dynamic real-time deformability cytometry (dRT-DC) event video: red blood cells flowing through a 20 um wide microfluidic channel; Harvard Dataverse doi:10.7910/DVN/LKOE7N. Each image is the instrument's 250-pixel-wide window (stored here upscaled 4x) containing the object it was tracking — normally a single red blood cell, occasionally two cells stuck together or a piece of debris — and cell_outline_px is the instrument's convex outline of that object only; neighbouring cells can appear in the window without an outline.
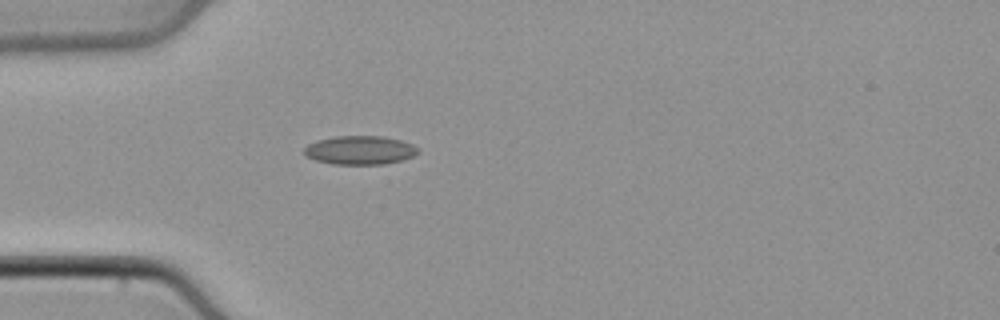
{"species": "common noctule bat (a hibernating species)", "species_latin": "Nyctalus noctula", "temperature_condition": "cold", "stored_images_in_passage": 35, "camera_frame_rate_fps": 3000, "um_per_image_px": 0.085, "animal": {"sex": "male", "body_mass_g": 21.5, "forearm_length_mm": 52.0}, "frame": {"image": 1, "passage_image": 1, "time_ms": 0.0, "image_size_px": [1000, 320], "cell_outline_px": [[420, 152], [412, 156], [400, 160], [384, 164], [332, 164], [316, 160], [304, 156], [304, 148], [308, 144], [316, 140], [336, 136], [380, 136], [400, 140], [412, 144], [420, 148]], "centroid_in_image_um": [30.57, 12.76], "position_along_channel_um": 54.4, "area_um2": 19.07}}
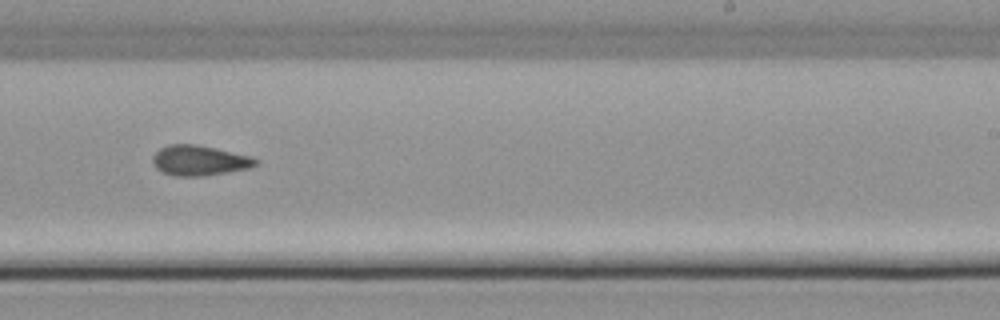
{"frame": {"image": 2, "passage_image": 17, "time_ms": 5.333, "image_size_px": [1000, 320], "cell_outline_px": [[260, 160], [256, 164], [248, 168], [228, 172], [204, 176], [176, 176], [164, 172], [156, 168], [152, 160], [152, 156], [160, 148], [168, 144], [196, 144], [216, 148], [252, 156]], "centroid_in_image_um": [16.96, 13.63], "position_along_channel_um": 272.0, "area_um2": 18.15}}
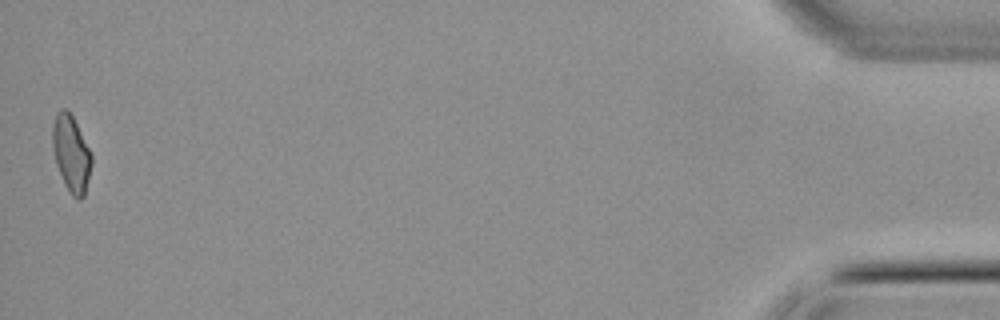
{"frame": {"image": 3, "passage_image": 35, "time_ms": 11.333, "image_size_px": [1000, 320], "cell_outline_px": [[92, 164], [84, 196], [80, 200], [72, 196], [64, 184], [56, 164], [52, 148], [52, 124], [56, 112], [60, 108], [64, 108], [72, 116], [92, 156]], "centroid_in_image_um": [6.02, 13.07], "position_along_channel_um": 429.2, "area_um2": 17.28}}